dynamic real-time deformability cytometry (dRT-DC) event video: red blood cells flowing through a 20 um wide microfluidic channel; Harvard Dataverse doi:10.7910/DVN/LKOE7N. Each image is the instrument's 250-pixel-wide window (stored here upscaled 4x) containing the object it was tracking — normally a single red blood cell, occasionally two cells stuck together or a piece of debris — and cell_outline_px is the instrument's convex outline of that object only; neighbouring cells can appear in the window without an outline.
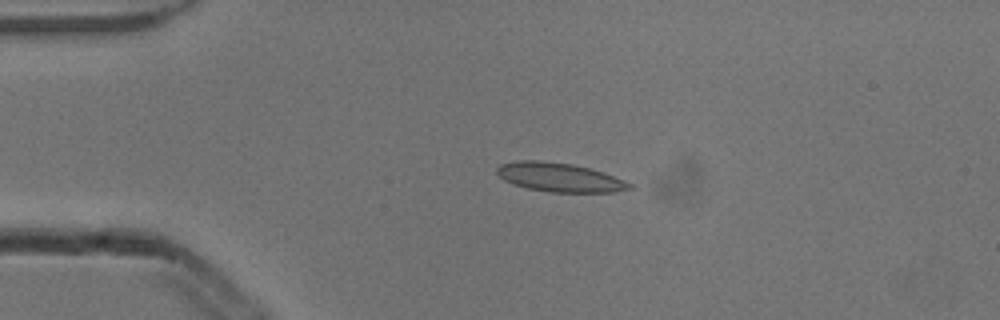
{"species": "common noctule bat (a hibernating species)", "species_latin": "Nyctalus noctula", "temperature_condition": "cold", "stored_images_in_passage": 3, "camera_frame_rate_fps": 3000, "um_per_image_px": 0.085, "animal": {"sex": "male", "body_mass_g": 13.3}, "frame": {"image": 1, "passage_image": 2, "time_ms": 0.333, "image_size_px": [1000, 320], "cell_outline_px": [[632, 188], [612, 192], [552, 192], [528, 188], [512, 184], [504, 180], [496, 172], [496, 168], [500, 164], [520, 160], [536, 160], [572, 164], [588, 168], [612, 176], [632, 184]], "centroid_in_image_um": [47.5, 15.07], "position_along_channel_um": 37.5, "area_um2": 21.96}}